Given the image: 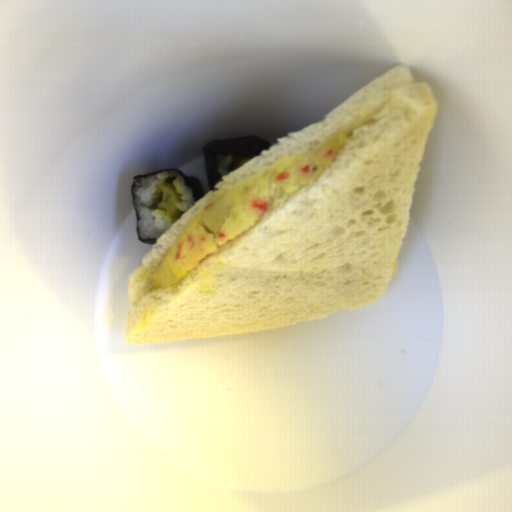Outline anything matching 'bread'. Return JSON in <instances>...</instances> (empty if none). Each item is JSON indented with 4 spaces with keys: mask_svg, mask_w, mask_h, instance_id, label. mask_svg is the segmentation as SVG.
Masks as SVG:
<instances>
[{
    "mask_svg": "<svg viewBox=\"0 0 512 512\" xmlns=\"http://www.w3.org/2000/svg\"><path fill=\"white\" fill-rule=\"evenodd\" d=\"M410 66L377 77L307 128L224 174L127 280L125 342L268 330L352 311L389 290L438 110ZM346 142L306 189L225 244L174 287L148 281L188 224L237 184L335 133Z\"/></svg>",
    "mask_w": 512,
    "mask_h": 512,
    "instance_id": "obj_1",
    "label": "bread"
}]
</instances>
